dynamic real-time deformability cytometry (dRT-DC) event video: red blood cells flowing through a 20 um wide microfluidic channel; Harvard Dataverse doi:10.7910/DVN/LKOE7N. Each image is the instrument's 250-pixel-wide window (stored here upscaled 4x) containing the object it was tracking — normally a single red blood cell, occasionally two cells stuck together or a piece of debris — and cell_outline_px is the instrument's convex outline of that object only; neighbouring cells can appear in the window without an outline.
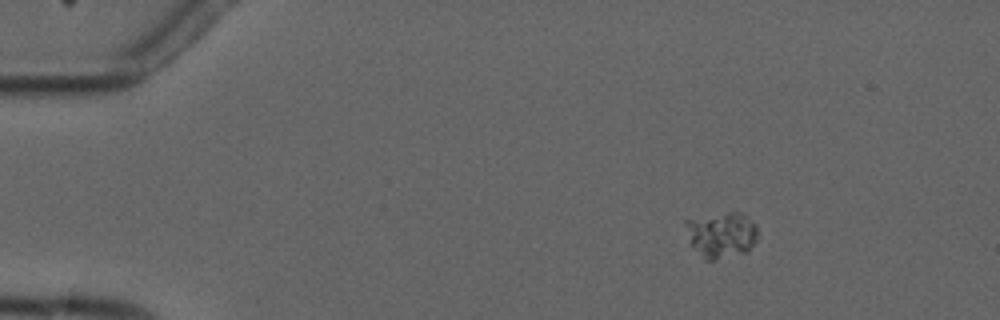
{"species": "common noctule bat (a hibernating species)", "species_latin": "Nyctalus noctula", "temperature_condition": "cold", "stored_images_in_passage": 12, "camera_frame_rate_fps": 3000, "um_per_image_px": 0.085, "animal": {"sex": "male", "forearm_length_mm": 52.5}, "frame": {"image": 1, "passage_image": 1, "time_ms": 0.0, "image_size_px": [1000, 320], "cell_outline_px": [[756, 240], [748, 252], [712, 260], [704, 260], [692, 244], [684, 224], [684, 220], [728, 212], [744, 212], [756, 224]], "centroid_in_image_um": [61.35, 19.94], "position_along_channel_um": 23.7, "area_um2": 19.13}}
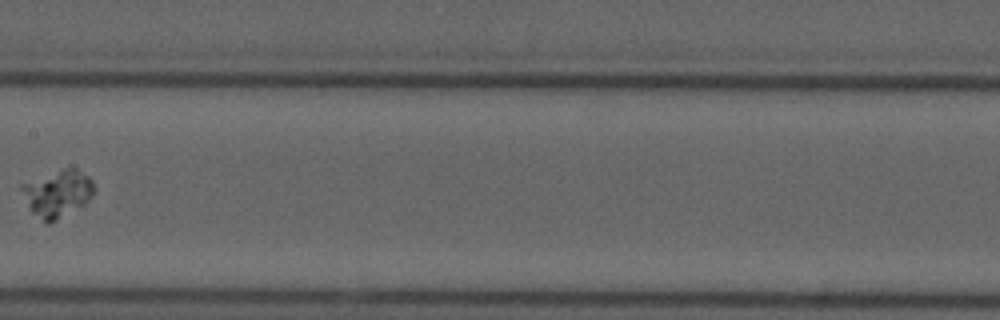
{"frame": {"image": 2, "passage_image": 6, "time_ms": 7.0, "image_size_px": [1000, 320], "cell_outline_px": [[96, 188], [92, 196], [84, 204], [56, 220], [48, 224], [32, 212], [20, 188], [20, 184], [64, 168], [76, 168], [88, 176], [92, 180]], "centroid_in_image_um": [4.91, 16.43], "position_along_channel_um": 202.5, "area_um2": 19.48}}
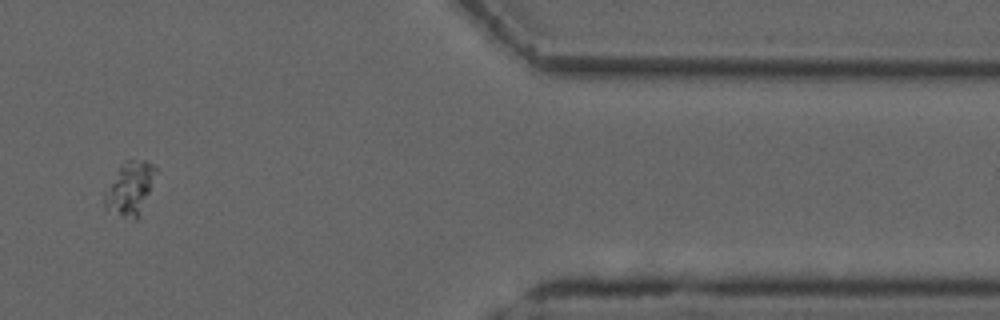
{"frame": {"image": 3, "passage_image": 11, "time_ms": 13.333, "image_size_px": [1000, 320], "cell_outline_px": [[156, 168], [148, 192], [136, 220], [132, 220], [124, 216], [104, 204], [104, 192], [120, 164], [124, 160], [144, 160], [152, 164]], "centroid_in_image_um": [11.01, 15.95], "position_along_channel_um": 400.4, "area_um2": 15.03}}